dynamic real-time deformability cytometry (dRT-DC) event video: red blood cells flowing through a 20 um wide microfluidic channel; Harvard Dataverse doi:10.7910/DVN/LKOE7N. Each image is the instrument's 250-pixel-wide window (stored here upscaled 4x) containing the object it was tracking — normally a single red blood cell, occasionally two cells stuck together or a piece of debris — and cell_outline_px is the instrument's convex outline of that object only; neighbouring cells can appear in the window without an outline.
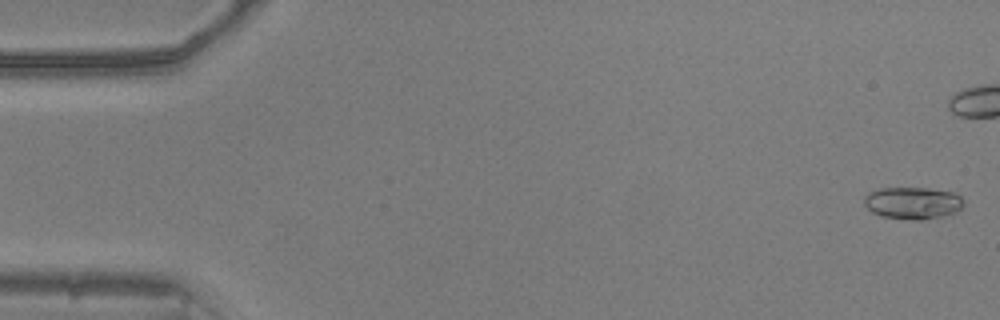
{"species": "common noctule bat (a hibernating species)", "species_latin": "Nyctalus noctula", "temperature_condition": "warm", "stored_images_in_passage": 53, "camera_frame_rate_fps": 3000, "um_per_image_px": 0.085, "animal": {"sex": "male", "body_mass_g": 20.5, "forearm_length_mm": 52.5}, "frame": {"image": 1, "passage_image": 1, "time_ms": 0.0, "image_size_px": [1000, 320], "cell_outline_px": [[964, 204], [956, 212], [924, 220], [912, 220], [880, 216], [872, 212], [864, 204], [864, 196], [868, 192], [880, 188], [928, 188], [952, 192], [960, 196], [964, 200]], "centroid_in_image_um": [77.56, 17.25], "position_along_channel_um": 7.4, "area_um2": 18.67}}
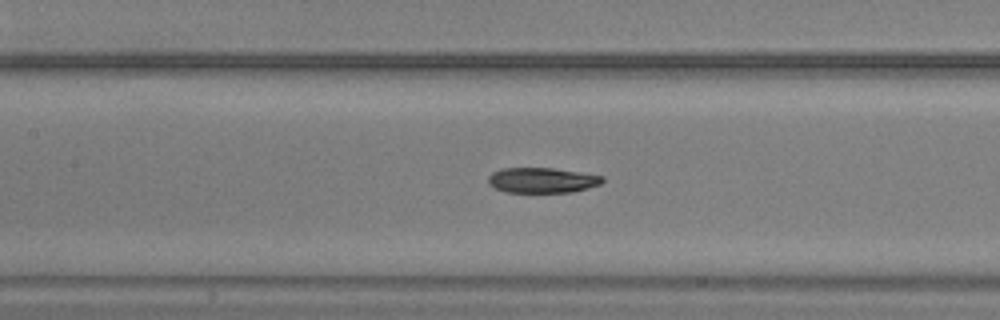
{"frame": {"image": 2, "passage_image": 24, "time_ms": 7.667, "image_size_px": [1000, 320], "cell_outline_px": [[604, 180], [600, 184], [588, 188], [572, 192], [504, 192], [488, 184], [488, 176], [492, 172], [500, 168], [552, 168], [604, 176]], "centroid_in_image_um": [46.05, 15.32], "position_along_channel_um": 161.3, "area_um2": 16.82}}
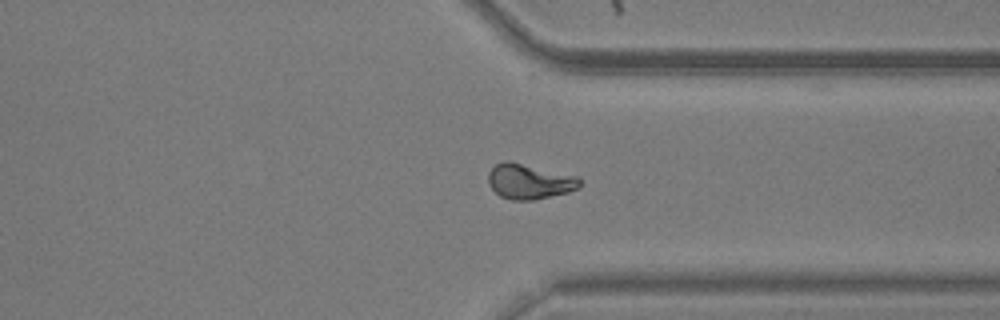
{"frame": {"image": 3, "passage_image": 40, "time_ms": 13.0, "image_size_px": [1000, 320], "cell_outline_px": [[584, 184], [580, 188], [568, 192], [536, 200], [512, 200], [500, 196], [488, 184], [488, 172], [496, 164], [504, 160], [508, 160], [576, 176]], "centroid_in_image_um": [45.01, 15.43], "position_along_channel_um": 366.4, "area_um2": 18.84}, "authors_computed_cell_mechanics": {"area_um2": 17.8024, "velocity_mm_per_s": 3.8628, "shape_relaxation_time_tau1_ms": null, "shape_relaxation_time_tau2_ms": 7.1705, "deformation_change_tau1": null, "deformation_change_tau2": 0.1279}}